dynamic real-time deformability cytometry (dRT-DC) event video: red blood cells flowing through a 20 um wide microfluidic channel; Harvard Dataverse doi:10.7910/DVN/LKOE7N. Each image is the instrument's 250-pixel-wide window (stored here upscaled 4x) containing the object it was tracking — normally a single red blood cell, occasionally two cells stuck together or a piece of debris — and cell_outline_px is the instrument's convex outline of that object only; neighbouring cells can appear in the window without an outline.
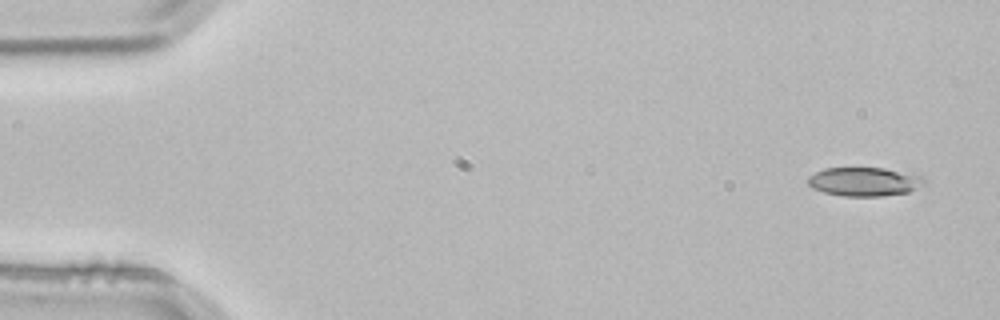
{"species": "common noctule bat (a hibernating species)", "species_latin": "Nyctalus noctula", "temperature_condition": "room temperature", "stored_images_in_passage": 4, "camera_frame_rate_fps": 3000, "um_per_image_px": 0.085, "animal": {"sex": "male", "body_mass_g": 21.5, "forearm_length_mm": 52.0}, "frame": {"image": 1, "passage_image": 1, "time_ms": 0.0, "image_size_px": [1000, 320], "cell_outline_px": [[928, 180], [924, 184], [908, 192], [880, 196], [844, 196], [824, 192], [812, 188], [808, 184], [808, 176], [824, 168], [884, 168], [920, 176]], "centroid_in_image_um": [73.44, 15.44], "position_along_channel_um": 11.6, "area_um2": 19.36}}
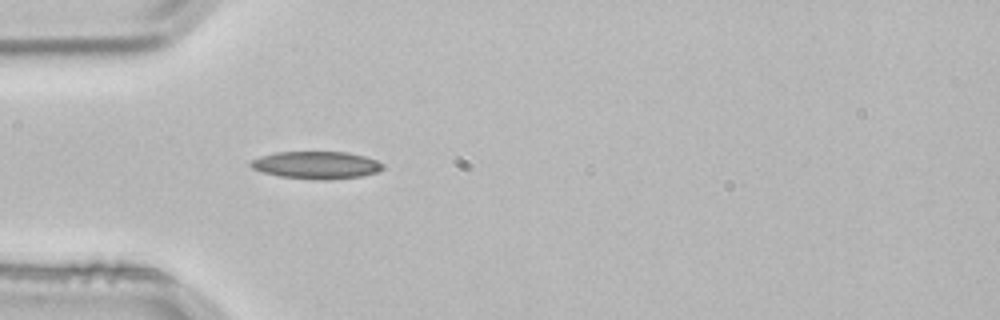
{"frame": {"image": 2, "passage_image": 4, "time_ms": 1.0, "image_size_px": [1000, 320], "cell_outline_px": [[384, 168], [376, 172], [360, 176], [328, 180], [316, 180], [280, 176], [264, 172], [252, 168], [248, 164], [252, 160], [260, 156], [276, 152], [348, 152], [364, 156], [376, 160], [384, 164]], "centroid_in_image_um": [26.89, 14.03], "position_along_channel_um": 58.1, "area_um2": 21.1}}